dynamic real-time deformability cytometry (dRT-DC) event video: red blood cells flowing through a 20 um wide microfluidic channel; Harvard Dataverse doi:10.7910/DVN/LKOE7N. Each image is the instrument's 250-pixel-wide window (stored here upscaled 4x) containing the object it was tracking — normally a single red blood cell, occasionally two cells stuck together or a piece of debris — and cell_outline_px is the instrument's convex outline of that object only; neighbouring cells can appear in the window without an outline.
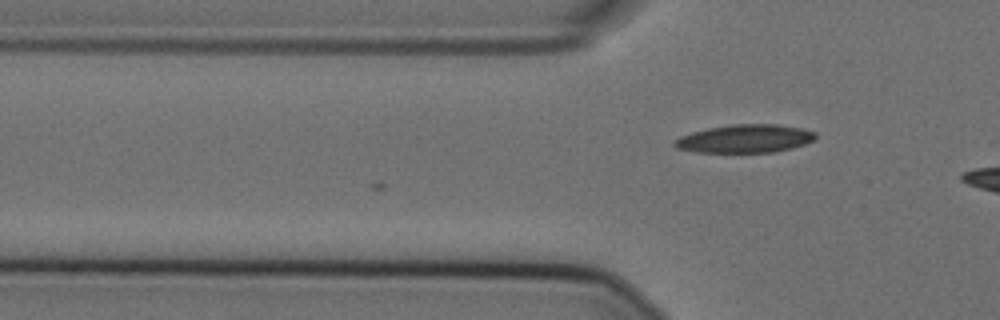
{"species": "Egyptian fruit bat (a non-hibernating species)", "species_latin": "Rousettus aegyptiacus", "temperature_condition": "cold", "stored_images_in_passage": 4, "camera_frame_rate_fps": 3000, "um_per_image_px": 0.085, "animal": {"sex": "female"}, "frame": {"image": 1, "passage_image": 4, "time_ms": 1.0, "image_size_px": [1000, 320], "cell_outline_px": [[816, 140], [792, 148], [776, 152], [696, 152], [676, 148], [672, 144], [680, 136], [692, 132], [708, 128], [732, 124], [776, 124], [800, 128], [816, 132]], "centroid_in_image_um": [63.34, 11.79], "position_along_channel_um": 62.5, "area_um2": 23.18}}